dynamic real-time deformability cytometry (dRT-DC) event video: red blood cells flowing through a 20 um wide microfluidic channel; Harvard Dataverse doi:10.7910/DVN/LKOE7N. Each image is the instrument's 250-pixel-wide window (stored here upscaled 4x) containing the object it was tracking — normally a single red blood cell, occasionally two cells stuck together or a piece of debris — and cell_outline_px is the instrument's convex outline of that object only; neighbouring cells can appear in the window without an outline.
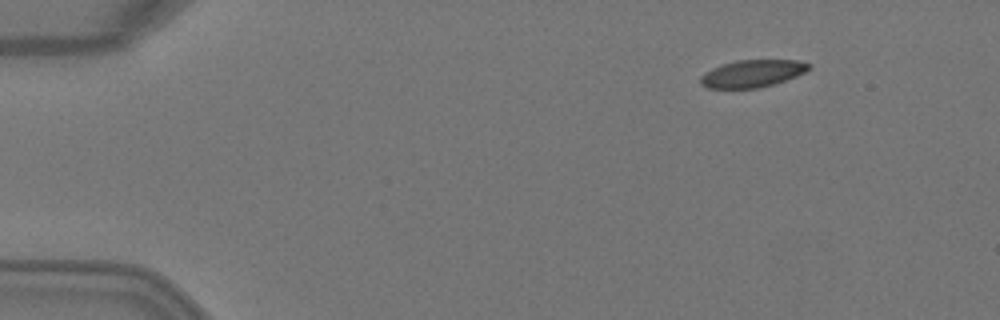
{"species": "Egyptian fruit bat (a non-hibernating species)", "species_latin": "Rousettus aegyptiacus", "temperature_condition": "warm", "stored_images_in_passage": 6, "camera_frame_rate_fps": 3000, "um_per_image_px": 0.085, "animal": {"sex": "female"}, "frame": {"image": 1, "passage_image": 2, "time_ms": 0.333, "image_size_px": [1000, 320], "cell_outline_px": [[812, 64], [804, 72], [796, 76], [772, 84], [756, 88], [708, 88], [700, 84], [700, 76], [712, 68], [736, 60], [796, 60]], "centroid_in_image_um": [63.92, 6.24], "position_along_channel_um": 21.1, "area_um2": 16.99}}
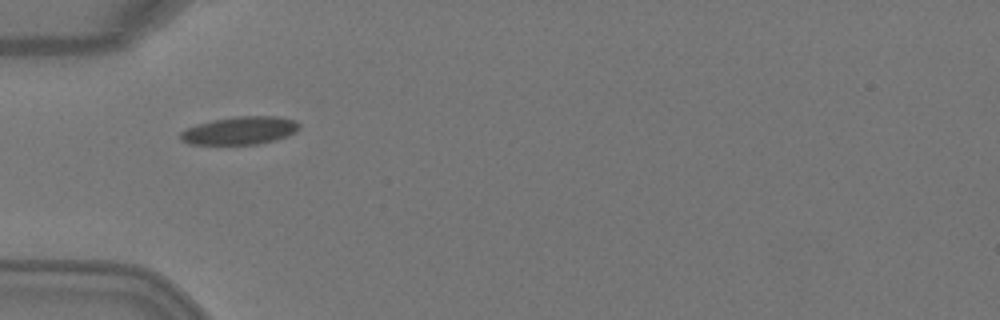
{"frame": {"image": 2, "passage_image": 5, "time_ms": 1.333, "image_size_px": [1000, 320], "cell_outline_px": [[300, 128], [296, 132], [288, 136], [276, 140], [256, 144], [188, 144], [180, 140], [180, 132], [196, 124], [212, 120], [236, 116], [276, 116], [296, 120], [300, 124]], "centroid_in_image_um": [20.42, 11.09], "position_along_channel_um": 64.6, "area_um2": 19.48}}